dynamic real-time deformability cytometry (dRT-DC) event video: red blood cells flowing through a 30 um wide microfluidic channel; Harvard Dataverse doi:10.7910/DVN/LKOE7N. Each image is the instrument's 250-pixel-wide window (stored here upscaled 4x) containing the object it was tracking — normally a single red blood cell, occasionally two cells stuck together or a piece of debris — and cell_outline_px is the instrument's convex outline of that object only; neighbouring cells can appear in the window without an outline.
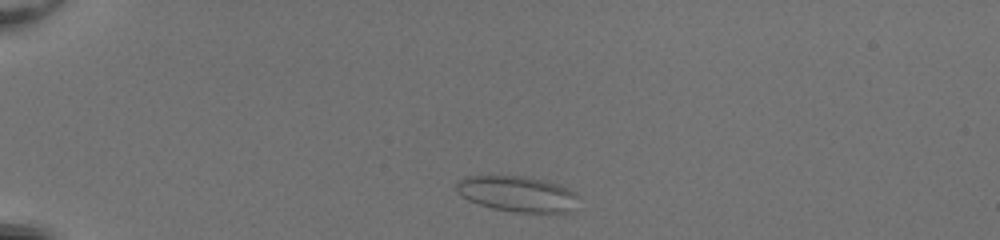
{"species": "common noctule bat (a hibernating species)", "species_latin": "Nyctalus noctula", "temperature_condition": "room temperature", "stored_images_in_passage": 41, "camera_frame_rate_fps": 3000, "um_per_image_px": 0.085, "animal": {"sex": "female", "body_mass_g": 20.0, "forearm_length_mm": 54.0}, "frame": {"image": 1, "passage_image": 3, "time_ms": 0.667, "image_size_px": [1000, 240], "cell_outline_px": [[580, 196], [576, 212], [512, 212], [492, 208], [468, 200], [460, 196], [456, 192], [456, 180], [464, 176], [524, 176], [544, 180], [560, 184], [576, 192]], "centroid_in_image_um": [44.02, 16.48], "position_along_channel_um": 41.0, "area_um2": 26.01}}
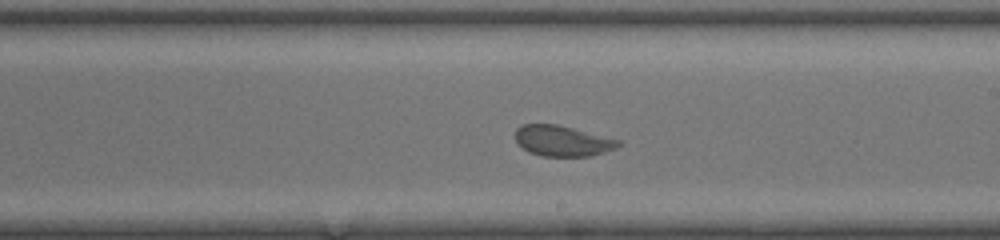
{"frame": {"image": 2, "passage_image": 22, "time_ms": 7.0, "image_size_px": [1000, 240], "cell_outline_px": [[620, 144], [616, 148], [592, 156], [540, 156], [528, 152], [516, 140], [516, 128], [520, 124], [556, 124], [620, 140]], "centroid_in_image_um": [47.79, 11.98], "position_along_channel_um": 241.2, "area_um2": 18.26}}
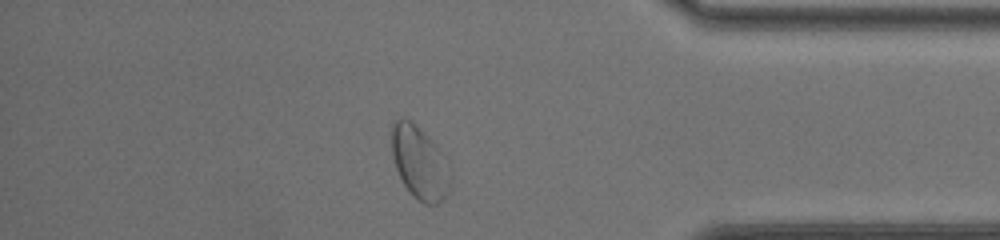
{"frame": {"image": 3, "passage_image": 35, "time_ms": 11.333, "image_size_px": [1000, 240], "cell_outline_px": [[452, 184], [444, 200], [440, 204], [424, 204], [412, 196], [404, 184], [396, 168], [392, 156], [392, 120], [412, 120], [436, 144], [444, 156], [452, 176]], "centroid_in_image_um": [35.7, 13.87], "position_along_channel_um": 399.5, "area_um2": 25.2}, "authors_computed_cell_mechanics": {"area_um2": 20.9814, "velocity_mm_per_s": 4.099, "shape_relaxation_time_tau1_ms": 6.5205, "shape_relaxation_time_tau2_ms": 0.5697, "deformation_change_tau1": 0.1401, "deformation_change_tau2": 0.0611}}